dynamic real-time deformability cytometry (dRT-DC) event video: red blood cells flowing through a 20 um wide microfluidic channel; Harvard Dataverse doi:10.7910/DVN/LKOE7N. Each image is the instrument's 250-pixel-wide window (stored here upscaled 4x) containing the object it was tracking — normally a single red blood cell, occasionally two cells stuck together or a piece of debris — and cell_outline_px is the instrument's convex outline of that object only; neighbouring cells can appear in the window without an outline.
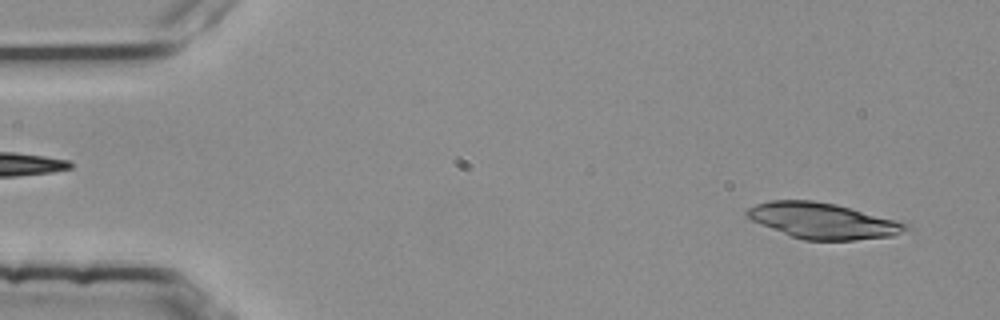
{"species": "common noctule bat (a hibernating species)", "species_latin": "Nyctalus noctula", "temperature_condition": "room temperature", "stored_images_in_passage": 20, "camera_frame_rate_fps": 3000, "um_per_image_px": 0.085, "animal": {"sex": "female", "body_mass_g": 25.1}, "frame": {"image": 1, "passage_image": 3, "time_ms": 0.667, "image_size_px": [1000, 320], "cell_outline_px": [[912, 228], [892, 236], [856, 240], [804, 240], [792, 236], [752, 220], [744, 216], [744, 212], [748, 208], [756, 204], [768, 200], [812, 200], [836, 204], [852, 208], [908, 224]], "centroid_in_image_um": [69.93, 18.76], "position_along_channel_um": 15.1, "area_um2": 32.89}}